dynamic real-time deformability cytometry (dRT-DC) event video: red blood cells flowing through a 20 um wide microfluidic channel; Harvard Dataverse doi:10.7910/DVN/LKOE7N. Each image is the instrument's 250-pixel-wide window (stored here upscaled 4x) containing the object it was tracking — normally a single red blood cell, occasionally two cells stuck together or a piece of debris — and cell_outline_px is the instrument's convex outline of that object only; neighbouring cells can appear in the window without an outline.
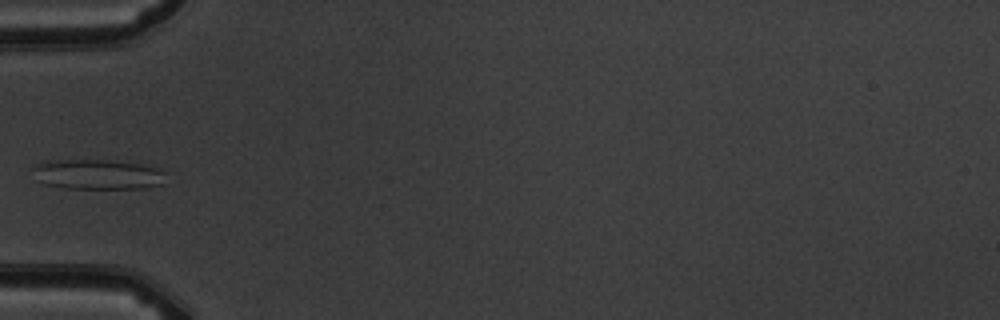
{"species": "common noctule bat (a hibernating species)", "species_latin": "Nyctalus noctula", "temperature_condition": "warm", "stored_images_in_passage": 5, "camera_frame_rate_fps": 3000, "um_per_image_px": 0.085, "animal": {"sex": "male", "body_mass_g": 19.5, "forearm_length_mm": 54.6}, "frame": {"image": 1, "passage_image": 5, "time_ms": 4.667, "image_size_px": [1000, 320], "cell_outline_px": [[168, 172], [164, 184], [144, 188], [68, 188], [44, 184], [40, 180], [32, 168], [36, 164], [44, 160], [108, 160], [140, 164], [160, 168]], "centroid_in_image_um": [8.38, 14.81], "position_along_channel_um": 76.6, "area_um2": 23.41}}